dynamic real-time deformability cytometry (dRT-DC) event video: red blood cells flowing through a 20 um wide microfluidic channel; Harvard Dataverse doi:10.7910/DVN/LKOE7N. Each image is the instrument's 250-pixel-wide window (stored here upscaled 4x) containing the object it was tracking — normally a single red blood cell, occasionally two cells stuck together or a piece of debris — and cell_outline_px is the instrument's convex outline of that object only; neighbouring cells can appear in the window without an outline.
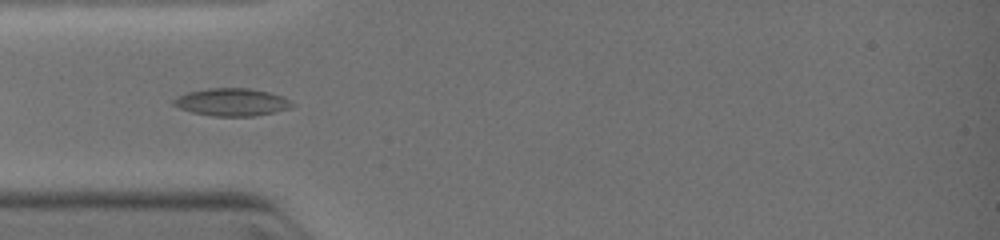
{"species": "common noctule bat (a hibernating species)", "species_latin": "Nyctalus noctula", "temperature_condition": "warm", "stored_images_in_passage": 19, "camera_frame_rate_fps": 3000, "um_per_image_px": 0.085, "animal": {"sex": "female", "body_mass_g": 19.0, "forearm_length_mm": 51.5}, "frame": {"image": 1, "passage_image": 4, "time_ms": 0.667, "image_size_px": [1000, 240], "cell_outline_px": [[296, 104], [292, 108], [256, 116], [212, 116], [192, 112], [180, 108], [172, 104], [172, 100], [188, 92], [208, 88], [248, 88], [268, 92], [280, 96]], "centroid_in_image_um": [19.72, 8.69], "position_along_channel_um": 65.3, "area_um2": 18.96}}
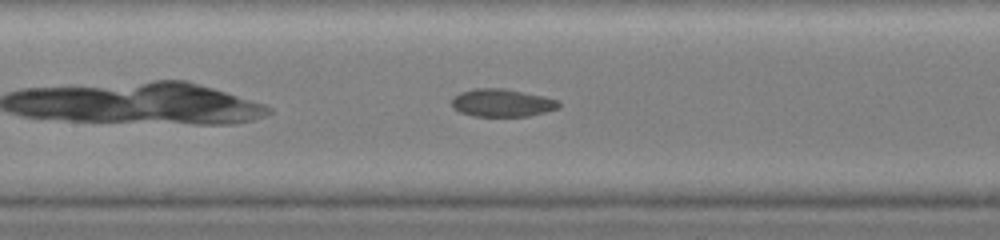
{"frame": {"image": 2, "passage_image": 11, "time_ms": 2.667, "image_size_px": [1000, 240], "cell_outline_px": [[560, 108], [528, 116], [476, 116], [460, 112], [452, 108], [452, 100], [460, 92], [476, 88], [504, 88], [544, 96], [556, 100], [560, 104]], "centroid_in_image_um": [42.67, 8.74], "position_along_channel_um": 164.7, "area_um2": 17.22}}
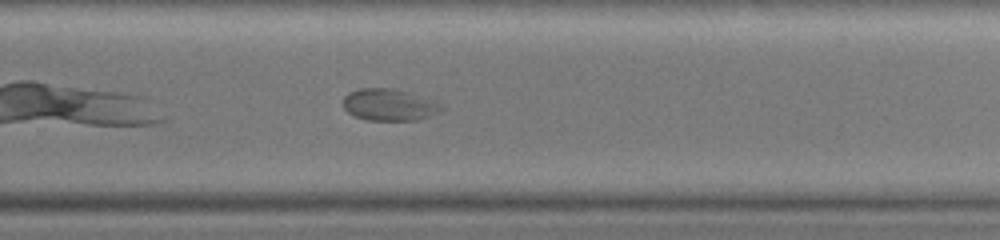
{"frame": {"image": 3, "passage_image": 19, "time_ms": 5.333, "image_size_px": [1000, 240], "cell_outline_px": [[444, 108], [420, 120], [364, 120], [352, 116], [344, 108], [344, 96], [348, 92], [360, 88], [396, 88], [408, 92]], "centroid_in_image_um": [32.95, 8.91], "position_along_channel_um": 296.9, "area_um2": 17.8}}